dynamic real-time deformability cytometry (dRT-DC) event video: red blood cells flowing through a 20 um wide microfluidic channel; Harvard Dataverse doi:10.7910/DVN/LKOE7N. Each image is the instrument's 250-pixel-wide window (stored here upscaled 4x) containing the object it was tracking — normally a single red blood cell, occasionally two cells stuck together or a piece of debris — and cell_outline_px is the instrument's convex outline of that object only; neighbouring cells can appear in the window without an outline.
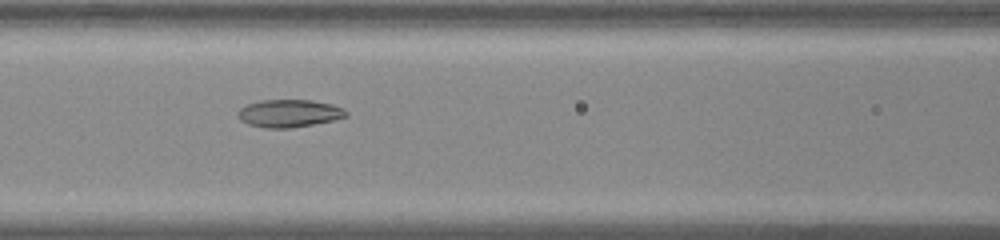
{"species": "common noctule bat (a hibernating species)", "species_latin": "Nyctalus noctula", "temperature_condition": "room temperature", "stored_images_in_passage": 39, "camera_frame_rate_fps": 3000, "um_per_image_px": 0.085, "animal": {"sex": "male", "body_mass_g": 20.0, "forearm_length_mm": 53.3}, "frame": {"image": 1, "passage_image": 10, "time_ms": 3.0, "image_size_px": [1000, 240], "cell_outline_px": [[348, 116], [332, 120], [312, 124], [288, 128], [264, 128], [248, 124], [240, 120], [236, 116], [236, 112], [240, 108], [248, 104], [260, 100], [308, 100], [332, 104], [344, 108], [348, 112]], "centroid_in_image_um": [24.54, 9.63], "position_along_channel_um": 142.1, "area_um2": 17.46}}
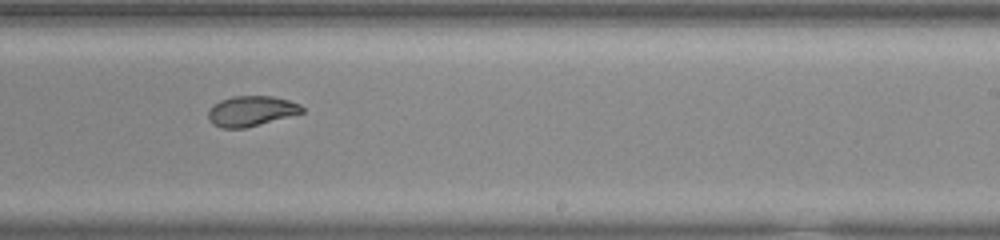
{"frame": {"image": 2, "passage_image": 20, "time_ms": 6.333, "image_size_px": [1000, 240], "cell_outline_px": [[304, 112], [244, 128], [220, 128], [212, 124], [208, 120], [208, 112], [212, 104], [220, 100], [232, 96], [272, 96], [288, 100], [300, 104], [304, 108]], "centroid_in_image_um": [21.31, 9.43], "position_along_channel_um": 267.7, "area_um2": 16.53}}
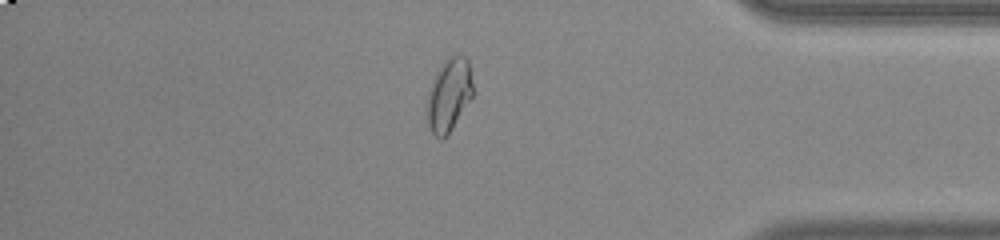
{"frame": {"image": 3, "passage_image": 32, "time_ms": 10.333, "image_size_px": [1000, 240], "cell_outline_px": [[472, 96], [448, 136], [444, 140], [440, 140], [428, 128], [428, 92], [436, 72], [444, 60], [452, 56], [464, 56], [468, 60], [472, 84]], "centroid_in_image_um": [38.15, 8.11], "position_along_channel_um": 397.0, "area_um2": 19.25}, "authors_computed_cell_mechanics": {"area_um2": 18.0914, "velocity_mm_per_s": 3.7824, "shape_relaxation_time_tau1_ms": null, "shape_relaxation_time_tau2_ms": 1.9203, "deformation_change_tau1": null, "deformation_change_tau2": 0.0618}}